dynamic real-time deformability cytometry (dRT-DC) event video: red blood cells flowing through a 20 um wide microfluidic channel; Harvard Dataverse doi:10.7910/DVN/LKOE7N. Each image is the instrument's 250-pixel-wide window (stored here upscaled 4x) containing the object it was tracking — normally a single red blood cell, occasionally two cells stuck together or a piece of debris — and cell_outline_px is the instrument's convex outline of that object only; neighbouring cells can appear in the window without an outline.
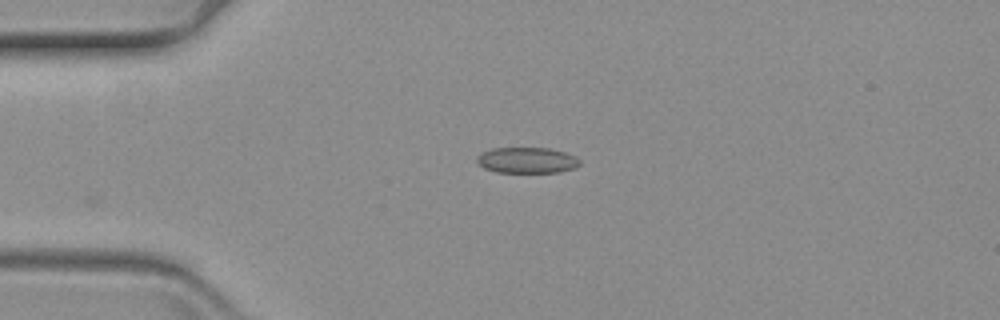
{"species": "common noctule bat (a hibernating species)", "species_latin": "Nyctalus noctula", "temperature_condition": "warm", "stored_images_in_passage": 47, "camera_frame_rate_fps": 3000, "um_per_image_px": 0.085, "animal": {"sex": "female", "body_mass_g": 19.3, "forearm_length_mm": 54.1}, "frame": {"image": 1, "passage_image": 1, "time_ms": 0.0, "image_size_px": [1000, 320], "cell_outline_px": [[580, 164], [572, 168], [560, 172], [496, 172], [484, 168], [476, 160], [476, 156], [492, 148], [548, 148], [564, 152], [576, 156], [580, 160]], "centroid_in_image_um": [44.79, 13.62], "position_along_channel_um": 40.2, "area_um2": 15.37}}
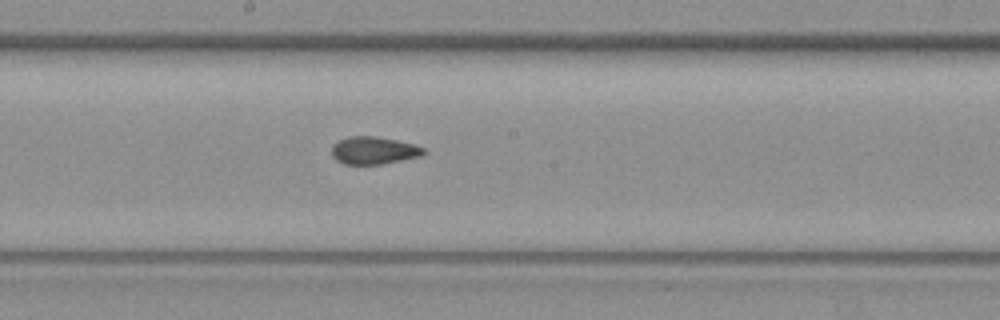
{"frame": {"image": 2, "passage_image": 19, "time_ms": 6.0, "image_size_px": [1000, 320], "cell_outline_px": [[424, 152], [420, 156], [380, 164], [344, 164], [336, 160], [332, 156], [332, 144], [348, 136], [376, 136], [396, 140], [412, 144], [424, 148]], "centroid_in_image_um": [31.71, 12.78], "position_along_channel_um": 216.5, "area_um2": 14.57}}
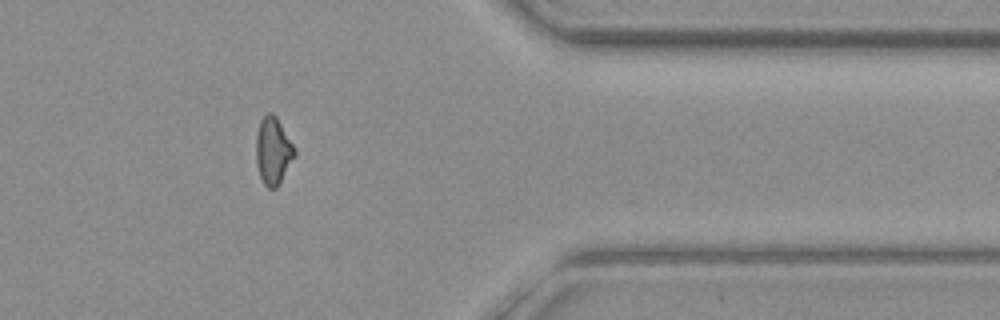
{"frame": {"image": 3, "passage_image": 36, "time_ms": 11.667, "image_size_px": [1000, 320], "cell_outline_px": [[296, 156], [276, 188], [268, 188], [264, 184], [260, 176], [256, 164], [256, 136], [260, 120], [268, 112], [272, 112], [276, 116], [296, 148]], "centroid_in_image_um": [23.22, 12.81], "position_along_channel_um": 388.2, "area_um2": 15.2}}